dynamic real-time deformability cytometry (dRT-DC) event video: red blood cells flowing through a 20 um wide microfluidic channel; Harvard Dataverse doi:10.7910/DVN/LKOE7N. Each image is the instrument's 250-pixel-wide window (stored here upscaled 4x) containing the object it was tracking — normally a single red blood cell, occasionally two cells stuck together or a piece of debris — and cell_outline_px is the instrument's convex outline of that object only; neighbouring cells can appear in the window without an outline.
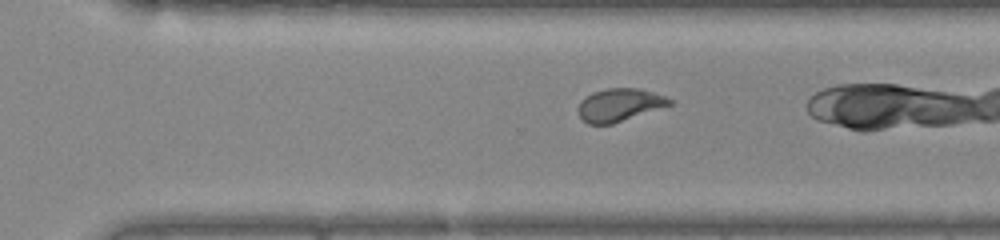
{"species": "common noctule bat (a hibernating species)", "species_latin": "Nyctalus noctula", "temperature_condition": "warm", "stored_images_in_passage": 31, "camera_frame_rate_fps": 3000, "um_per_image_px": 0.085, "animal": {"sex": "female", "body_mass_g": 22.0, "forearm_length_mm": 56.7}, "frame": {"image": 1, "passage_image": 27, "time_ms": 8.667, "image_size_px": [1000, 240], "cell_outline_px": [[676, 100], [672, 104], [612, 124], [588, 124], [580, 116], [576, 108], [580, 100], [584, 96], [592, 92], [608, 88], [640, 88]], "centroid_in_image_um": [52.63, 8.9], "position_along_channel_um": 318.0, "area_um2": 17.57}}